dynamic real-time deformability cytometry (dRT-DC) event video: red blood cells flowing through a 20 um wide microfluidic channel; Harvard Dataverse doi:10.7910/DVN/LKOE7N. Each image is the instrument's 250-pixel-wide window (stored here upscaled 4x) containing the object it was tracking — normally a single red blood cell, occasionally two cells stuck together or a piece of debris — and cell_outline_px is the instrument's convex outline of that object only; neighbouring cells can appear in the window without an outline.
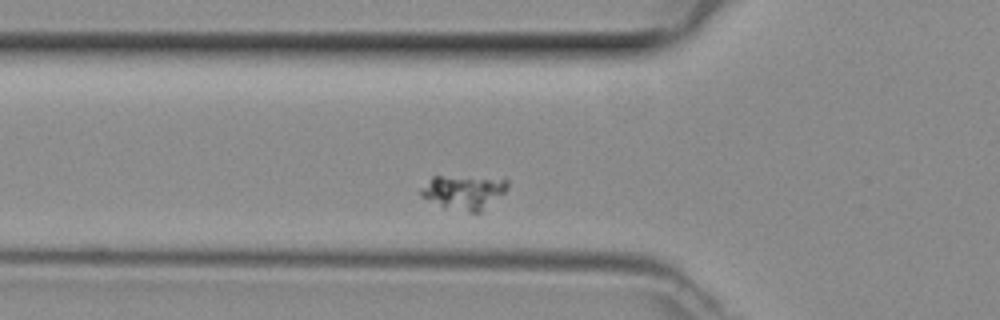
{"species": "common noctule bat (a hibernating species)", "species_latin": "Nyctalus noctula", "temperature_condition": "room temperature", "stored_images_in_passage": 38, "camera_frame_rate_fps": 3000, "um_per_image_px": 0.085, "animal": {"sex": "female", "body_mass_g": 29.2, "forearm_length_mm": 56.3}, "frame": {"image": 1, "passage_image": 4, "time_ms": 1.0, "image_size_px": [1000, 320], "cell_outline_px": [[508, 188], [504, 192], [480, 212], [468, 212], [444, 208], [420, 196], [420, 188], [432, 176], [504, 176], [508, 180]], "centroid_in_image_um": [39.44, 16.28], "position_along_channel_um": 86.4, "area_um2": 17.86}}
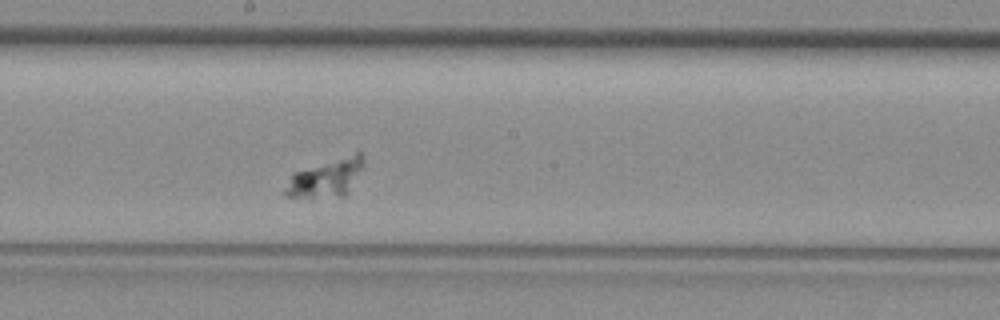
{"frame": {"image": 2, "passage_image": 14, "time_ms": 4.333, "image_size_px": [1000, 320], "cell_outline_px": [[364, 164], [348, 192], [344, 196], [284, 196], [284, 192], [292, 172], [360, 148], [364, 152]], "centroid_in_image_um": [27.79, 15.0], "position_along_channel_um": 220.4, "area_um2": 17.69}}
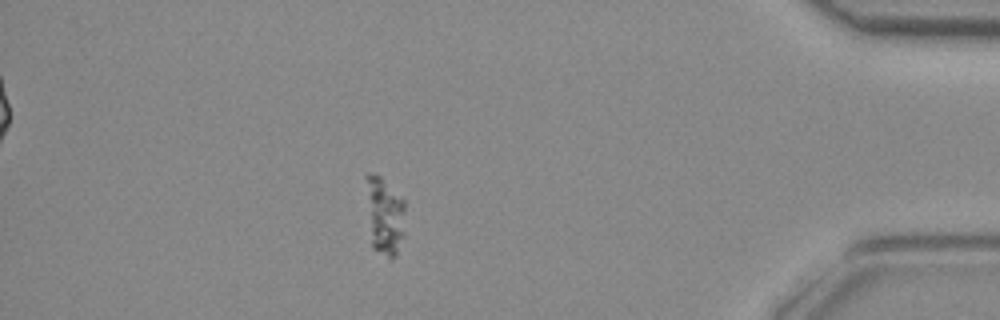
{"frame": {"image": 3, "passage_image": 31, "time_ms": 10.0, "image_size_px": [1000, 320], "cell_outline_px": [[404, 236], [396, 256], [392, 260], [388, 260], [372, 248], [364, 176], [368, 172], [380, 176], [404, 200]], "centroid_in_image_um": [32.68, 18.38], "position_along_channel_um": 402.5, "area_um2": 18.09}}